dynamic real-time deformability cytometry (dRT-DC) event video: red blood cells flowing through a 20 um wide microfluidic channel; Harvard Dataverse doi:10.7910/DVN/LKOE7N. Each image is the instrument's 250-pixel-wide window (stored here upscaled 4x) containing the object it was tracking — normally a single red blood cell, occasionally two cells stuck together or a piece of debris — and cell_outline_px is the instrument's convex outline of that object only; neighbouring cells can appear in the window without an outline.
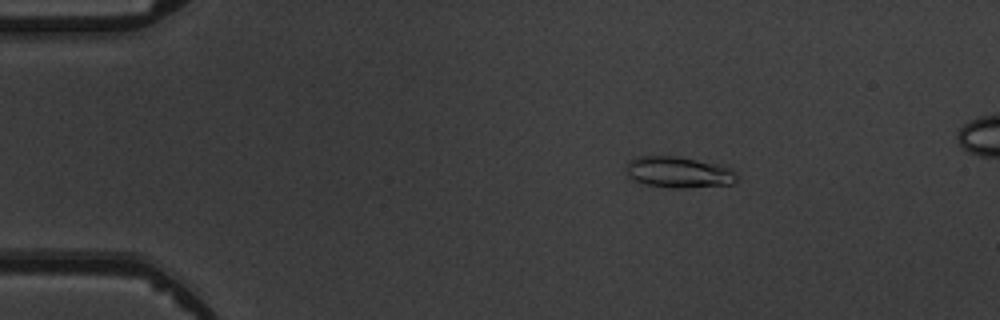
{"species": "common noctule bat (a hibernating species)", "species_latin": "Nyctalus noctula", "temperature_condition": "warm", "stored_images_in_passage": 5, "camera_frame_rate_fps": 3000, "um_per_image_px": 0.085, "animal": {"sex": "male", "body_mass_g": 19.5, "forearm_length_mm": 54.6}, "frame": {"image": 1, "passage_image": 2, "time_ms": 1.333, "image_size_px": [1000, 320], "cell_outline_px": [[740, 180], [732, 184], [684, 188], [668, 188], [644, 184], [628, 176], [624, 168], [628, 160], [636, 156], [676, 156], [720, 164], [736, 172], [740, 176]], "centroid_in_image_um": [57.69, 14.64], "position_along_channel_um": 27.3, "area_um2": 20.52}}